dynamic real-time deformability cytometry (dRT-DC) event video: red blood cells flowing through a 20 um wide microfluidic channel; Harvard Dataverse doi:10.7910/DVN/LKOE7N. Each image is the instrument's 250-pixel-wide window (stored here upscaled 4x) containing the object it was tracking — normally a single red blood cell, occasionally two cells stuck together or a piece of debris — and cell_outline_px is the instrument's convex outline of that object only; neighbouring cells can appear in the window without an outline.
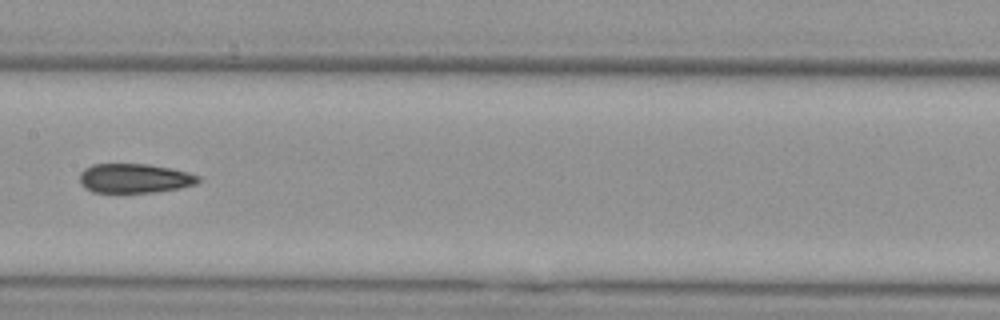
{"species": "Egyptian fruit bat (a non-hibernating species)", "species_latin": "Rousettus aegyptiacus", "temperature_condition": "cold", "stored_images_in_passage": 9, "camera_frame_rate_fps": 3000, "um_per_image_px": 0.085, "animal": {"sex": "female"}, "frame": {"image": 1, "passage_image": 6, "time_ms": 7.0, "image_size_px": [1000, 320], "cell_outline_px": [[200, 180], [196, 184], [180, 188], [152, 192], [92, 192], [84, 188], [80, 184], [80, 172], [84, 168], [92, 164], [148, 164], [172, 168], [188, 172], [200, 176]], "centroid_in_image_um": [11.42, 15.15], "position_along_channel_um": 196.0, "area_um2": 20.4}}
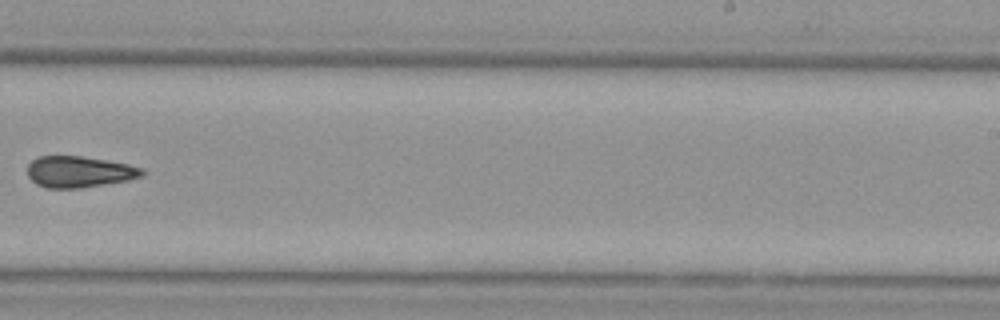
{"frame": {"image": 2, "passage_image": 8, "time_ms": 9.333, "image_size_px": [1000, 320], "cell_outline_px": [[144, 176], [128, 180], [80, 188], [48, 188], [36, 184], [28, 176], [28, 164], [32, 160], [40, 156], [80, 156], [128, 164], [144, 168]], "centroid_in_image_um": [6.74, 14.6], "position_along_channel_um": 282.3, "area_um2": 20.81}}
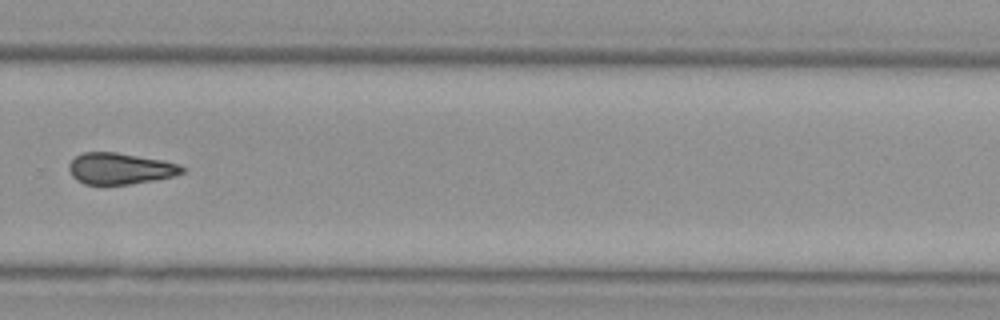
{"frame": {"image": 3, "passage_image": 9, "time_ms": 10.333, "image_size_px": [1000, 320], "cell_outline_px": [[188, 168], [184, 172], [172, 176], [152, 180], [128, 184], [84, 184], [76, 180], [72, 176], [68, 168], [68, 164], [76, 156], [84, 152], [116, 152], [164, 160]], "centroid_in_image_um": [10.19, 14.32], "position_along_channel_um": 319.6, "area_um2": 20.58}}